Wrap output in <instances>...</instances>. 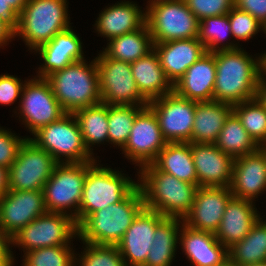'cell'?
<instances>
[{
	"mask_svg": "<svg viewBox=\"0 0 266 266\" xmlns=\"http://www.w3.org/2000/svg\"><path fill=\"white\" fill-rule=\"evenodd\" d=\"M18 108L19 119L32 135L67 113L53 94L49 81L40 77L25 81Z\"/></svg>",
	"mask_w": 266,
	"mask_h": 266,
	"instance_id": "obj_12",
	"label": "cell"
},
{
	"mask_svg": "<svg viewBox=\"0 0 266 266\" xmlns=\"http://www.w3.org/2000/svg\"><path fill=\"white\" fill-rule=\"evenodd\" d=\"M157 211L143 208L117 244L126 266H142L148 256L155 228L165 219Z\"/></svg>",
	"mask_w": 266,
	"mask_h": 266,
	"instance_id": "obj_17",
	"label": "cell"
},
{
	"mask_svg": "<svg viewBox=\"0 0 266 266\" xmlns=\"http://www.w3.org/2000/svg\"><path fill=\"white\" fill-rule=\"evenodd\" d=\"M169 1H178V0H149L147 3H151V2H169Z\"/></svg>",
	"mask_w": 266,
	"mask_h": 266,
	"instance_id": "obj_55",
	"label": "cell"
},
{
	"mask_svg": "<svg viewBox=\"0 0 266 266\" xmlns=\"http://www.w3.org/2000/svg\"><path fill=\"white\" fill-rule=\"evenodd\" d=\"M228 19L232 36L237 41H248L258 32L265 31V27L255 17L235 6L229 11Z\"/></svg>",
	"mask_w": 266,
	"mask_h": 266,
	"instance_id": "obj_40",
	"label": "cell"
},
{
	"mask_svg": "<svg viewBox=\"0 0 266 266\" xmlns=\"http://www.w3.org/2000/svg\"><path fill=\"white\" fill-rule=\"evenodd\" d=\"M19 15L5 1L0 0V19L6 21L13 29L16 28Z\"/></svg>",
	"mask_w": 266,
	"mask_h": 266,
	"instance_id": "obj_45",
	"label": "cell"
},
{
	"mask_svg": "<svg viewBox=\"0 0 266 266\" xmlns=\"http://www.w3.org/2000/svg\"><path fill=\"white\" fill-rule=\"evenodd\" d=\"M3 1L9 4L18 15L22 12L24 7L28 3V0H3Z\"/></svg>",
	"mask_w": 266,
	"mask_h": 266,
	"instance_id": "obj_50",
	"label": "cell"
},
{
	"mask_svg": "<svg viewBox=\"0 0 266 266\" xmlns=\"http://www.w3.org/2000/svg\"><path fill=\"white\" fill-rule=\"evenodd\" d=\"M101 102L108 105L147 106L131 71V63L108 58L102 51L95 57Z\"/></svg>",
	"mask_w": 266,
	"mask_h": 266,
	"instance_id": "obj_11",
	"label": "cell"
},
{
	"mask_svg": "<svg viewBox=\"0 0 266 266\" xmlns=\"http://www.w3.org/2000/svg\"><path fill=\"white\" fill-rule=\"evenodd\" d=\"M166 144L158 119L147 105L137 113L128 140L121 151L124 157L140 169L151 164Z\"/></svg>",
	"mask_w": 266,
	"mask_h": 266,
	"instance_id": "obj_15",
	"label": "cell"
},
{
	"mask_svg": "<svg viewBox=\"0 0 266 266\" xmlns=\"http://www.w3.org/2000/svg\"><path fill=\"white\" fill-rule=\"evenodd\" d=\"M259 150L263 153V155L265 156V161H266V143L259 145Z\"/></svg>",
	"mask_w": 266,
	"mask_h": 266,
	"instance_id": "obj_54",
	"label": "cell"
},
{
	"mask_svg": "<svg viewBox=\"0 0 266 266\" xmlns=\"http://www.w3.org/2000/svg\"><path fill=\"white\" fill-rule=\"evenodd\" d=\"M228 37L233 38L228 14L207 17L199 21L198 39L204 44L207 52L236 49L241 46L235 43L236 41L230 42L231 39L225 43Z\"/></svg>",
	"mask_w": 266,
	"mask_h": 266,
	"instance_id": "obj_35",
	"label": "cell"
},
{
	"mask_svg": "<svg viewBox=\"0 0 266 266\" xmlns=\"http://www.w3.org/2000/svg\"><path fill=\"white\" fill-rule=\"evenodd\" d=\"M78 237L75 220L63 213L46 212L21 229L10 239V250L17 246L26 253L59 245H71Z\"/></svg>",
	"mask_w": 266,
	"mask_h": 266,
	"instance_id": "obj_10",
	"label": "cell"
},
{
	"mask_svg": "<svg viewBox=\"0 0 266 266\" xmlns=\"http://www.w3.org/2000/svg\"><path fill=\"white\" fill-rule=\"evenodd\" d=\"M216 79L213 100L231 105L256 98L262 75L261 56L239 47L215 51Z\"/></svg>",
	"mask_w": 266,
	"mask_h": 266,
	"instance_id": "obj_1",
	"label": "cell"
},
{
	"mask_svg": "<svg viewBox=\"0 0 266 266\" xmlns=\"http://www.w3.org/2000/svg\"><path fill=\"white\" fill-rule=\"evenodd\" d=\"M230 189L233 197L251 202L266 191V161L259 149L234 158Z\"/></svg>",
	"mask_w": 266,
	"mask_h": 266,
	"instance_id": "obj_21",
	"label": "cell"
},
{
	"mask_svg": "<svg viewBox=\"0 0 266 266\" xmlns=\"http://www.w3.org/2000/svg\"><path fill=\"white\" fill-rule=\"evenodd\" d=\"M29 138L17 136L9 129L0 127V166L7 169L11 167L18 156L20 147Z\"/></svg>",
	"mask_w": 266,
	"mask_h": 266,
	"instance_id": "obj_42",
	"label": "cell"
},
{
	"mask_svg": "<svg viewBox=\"0 0 266 266\" xmlns=\"http://www.w3.org/2000/svg\"><path fill=\"white\" fill-rule=\"evenodd\" d=\"M0 249H10V239L0 229Z\"/></svg>",
	"mask_w": 266,
	"mask_h": 266,
	"instance_id": "obj_51",
	"label": "cell"
},
{
	"mask_svg": "<svg viewBox=\"0 0 266 266\" xmlns=\"http://www.w3.org/2000/svg\"><path fill=\"white\" fill-rule=\"evenodd\" d=\"M215 79V52H207L186 70L173 90L189 100L213 101Z\"/></svg>",
	"mask_w": 266,
	"mask_h": 266,
	"instance_id": "obj_24",
	"label": "cell"
},
{
	"mask_svg": "<svg viewBox=\"0 0 266 266\" xmlns=\"http://www.w3.org/2000/svg\"><path fill=\"white\" fill-rule=\"evenodd\" d=\"M256 98L266 108V77L263 74L258 82Z\"/></svg>",
	"mask_w": 266,
	"mask_h": 266,
	"instance_id": "obj_48",
	"label": "cell"
},
{
	"mask_svg": "<svg viewBox=\"0 0 266 266\" xmlns=\"http://www.w3.org/2000/svg\"><path fill=\"white\" fill-rule=\"evenodd\" d=\"M199 187H230L234 158L213 143H191Z\"/></svg>",
	"mask_w": 266,
	"mask_h": 266,
	"instance_id": "obj_18",
	"label": "cell"
},
{
	"mask_svg": "<svg viewBox=\"0 0 266 266\" xmlns=\"http://www.w3.org/2000/svg\"><path fill=\"white\" fill-rule=\"evenodd\" d=\"M214 144L233 158L253 153L259 149V145L247 133L234 112L227 118Z\"/></svg>",
	"mask_w": 266,
	"mask_h": 266,
	"instance_id": "obj_34",
	"label": "cell"
},
{
	"mask_svg": "<svg viewBox=\"0 0 266 266\" xmlns=\"http://www.w3.org/2000/svg\"><path fill=\"white\" fill-rule=\"evenodd\" d=\"M264 33L266 34V27ZM266 36V35H265ZM261 57H266V52L260 54Z\"/></svg>",
	"mask_w": 266,
	"mask_h": 266,
	"instance_id": "obj_57",
	"label": "cell"
},
{
	"mask_svg": "<svg viewBox=\"0 0 266 266\" xmlns=\"http://www.w3.org/2000/svg\"><path fill=\"white\" fill-rule=\"evenodd\" d=\"M57 164L46 150L39 148L27 138L9 168L10 190L43 191L44 184L51 177Z\"/></svg>",
	"mask_w": 266,
	"mask_h": 266,
	"instance_id": "obj_13",
	"label": "cell"
},
{
	"mask_svg": "<svg viewBox=\"0 0 266 266\" xmlns=\"http://www.w3.org/2000/svg\"><path fill=\"white\" fill-rule=\"evenodd\" d=\"M14 39V29L3 19H0V48L7 46Z\"/></svg>",
	"mask_w": 266,
	"mask_h": 266,
	"instance_id": "obj_46",
	"label": "cell"
},
{
	"mask_svg": "<svg viewBox=\"0 0 266 266\" xmlns=\"http://www.w3.org/2000/svg\"><path fill=\"white\" fill-rule=\"evenodd\" d=\"M233 105L219 101H196L192 130L193 143H215Z\"/></svg>",
	"mask_w": 266,
	"mask_h": 266,
	"instance_id": "obj_28",
	"label": "cell"
},
{
	"mask_svg": "<svg viewBox=\"0 0 266 266\" xmlns=\"http://www.w3.org/2000/svg\"><path fill=\"white\" fill-rule=\"evenodd\" d=\"M68 0H28L19 14L14 38H21L28 50L49 42L57 33L71 27Z\"/></svg>",
	"mask_w": 266,
	"mask_h": 266,
	"instance_id": "obj_5",
	"label": "cell"
},
{
	"mask_svg": "<svg viewBox=\"0 0 266 266\" xmlns=\"http://www.w3.org/2000/svg\"><path fill=\"white\" fill-rule=\"evenodd\" d=\"M138 171L137 182L145 208L164 217L184 219L191 211L198 184L179 180L158 170L152 163Z\"/></svg>",
	"mask_w": 266,
	"mask_h": 266,
	"instance_id": "obj_2",
	"label": "cell"
},
{
	"mask_svg": "<svg viewBox=\"0 0 266 266\" xmlns=\"http://www.w3.org/2000/svg\"><path fill=\"white\" fill-rule=\"evenodd\" d=\"M183 219L166 217L156 228L152 246L142 266H171L175 260Z\"/></svg>",
	"mask_w": 266,
	"mask_h": 266,
	"instance_id": "obj_30",
	"label": "cell"
},
{
	"mask_svg": "<svg viewBox=\"0 0 266 266\" xmlns=\"http://www.w3.org/2000/svg\"><path fill=\"white\" fill-rule=\"evenodd\" d=\"M153 50V40L145 23L134 32L110 39L103 53L119 61L133 63Z\"/></svg>",
	"mask_w": 266,
	"mask_h": 266,
	"instance_id": "obj_31",
	"label": "cell"
},
{
	"mask_svg": "<svg viewBox=\"0 0 266 266\" xmlns=\"http://www.w3.org/2000/svg\"><path fill=\"white\" fill-rule=\"evenodd\" d=\"M123 171L103 167L97 160L87 162V174L79 207V224L90 214L123 201L138 182Z\"/></svg>",
	"mask_w": 266,
	"mask_h": 266,
	"instance_id": "obj_6",
	"label": "cell"
},
{
	"mask_svg": "<svg viewBox=\"0 0 266 266\" xmlns=\"http://www.w3.org/2000/svg\"><path fill=\"white\" fill-rule=\"evenodd\" d=\"M233 112L258 145L266 143V108L257 98L234 104Z\"/></svg>",
	"mask_w": 266,
	"mask_h": 266,
	"instance_id": "obj_37",
	"label": "cell"
},
{
	"mask_svg": "<svg viewBox=\"0 0 266 266\" xmlns=\"http://www.w3.org/2000/svg\"><path fill=\"white\" fill-rule=\"evenodd\" d=\"M232 197L230 187H198L191 211L184 217L183 223L195 230L215 234Z\"/></svg>",
	"mask_w": 266,
	"mask_h": 266,
	"instance_id": "obj_19",
	"label": "cell"
},
{
	"mask_svg": "<svg viewBox=\"0 0 266 266\" xmlns=\"http://www.w3.org/2000/svg\"><path fill=\"white\" fill-rule=\"evenodd\" d=\"M179 245L192 266H219L228 258V248L222 245L214 233L195 230L182 223Z\"/></svg>",
	"mask_w": 266,
	"mask_h": 266,
	"instance_id": "obj_23",
	"label": "cell"
},
{
	"mask_svg": "<svg viewBox=\"0 0 266 266\" xmlns=\"http://www.w3.org/2000/svg\"><path fill=\"white\" fill-rule=\"evenodd\" d=\"M73 62L46 79L67 113L101 103L96 59Z\"/></svg>",
	"mask_w": 266,
	"mask_h": 266,
	"instance_id": "obj_4",
	"label": "cell"
},
{
	"mask_svg": "<svg viewBox=\"0 0 266 266\" xmlns=\"http://www.w3.org/2000/svg\"><path fill=\"white\" fill-rule=\"evenodd\" d=\"M153 49L172 85L184 75L192 64L207 53L204 44L198 38L153 43Z\"/></svg>",
	"mask_w": 266,
	"mask_h": 266,
	"instance_id": "obj_22",
	"label": "cell"
},
{
	"mask_svg": "<svg viewBox=\"0 0 266 266\" xmlns=\"http://www.w3.org/2000/svg\"><path fill=\"white\" fill-rule=\"evenodd\" d=\"M46 212L43 191L9 190L0 198V229L11 239Z\"/></svg>",
	"mask_w": 266,
	"mask_h": 266,
	"instance_id": "obj_16",
	"label": "cell"
},
{
	"mask_svg": "<svg viewBox=\"0 0 266 266\" xmlns=\"http://www.w3.org/2000/svg\"><path fill=\"white\" fill-rule=\"evenodd\" d=\"M144 207L143 194L137 186L123 201L88 215L78 225L77 238L86 243L117 245Z\"/></svg>",
	"mask_w": 266,
	"mask_h": 266,
	"instance_id": "obj_3",
	"label": "cell"
},
{
	"mask_svg": "<svg viewBox=\"0 0 266 266\" xmlns=\"http://www.w3.org/2000/svg\"><path fill=\"white\" fill-rule=\"evenodd\" d=\"M228 255L238 266L266 262V220L260 217L241 241L228 248Z\"/></svg>",
	"mask_w": 266,
	"mask_h": 266,
	"instance_id": "obj_33",
	"label": "cell"
},
{
	"mask_svg": "<svg viewBox=\"0 0 266 266\" xmlns=\"http://www.w3.org/2000/svg\"><path fill=\"white\" fill-rule=\"evenodd\" d=\"M219 266H238L236 263L232 262L229 258L222 264Z\"/></svg>",
	"mask_w": 266,
	"mask_h": 266,
	"instance_id": "obj_53",
	"label": "cell"
},
{
	"mask_svg": "<svg viewBox=\"0 0 266 266\" xmlns=\"http://www.w3.org/2000/svg\"><path fill=\"white\" fill-rule=\"evenodd\" d=\"M144 11L136 2L123 0L104 8L93 26L98 35L109 41L141 28L145 24Z\"/></svg>",
	"mask_w": 266,
	"mask_h": 266,
	"instance_id": "obj_25",
	"label": "cell"
},
{
	"mask_svg": "<svg viewBox=\"0 0 266 266\" xmlns=\"http://www.w3.org/2000/svg\"><path fill=\"white\" fill-rule=\"evenodd\" d=\"M262 59V74L266 77V57H261Z\"/></svg>",
	"mask_w": 266,
	"mask_h": 266,
	"instance_id": "obj_52",
	"label": "cell"
},
{
	"mask_svg": "<svg viewBox=\"0 0 266 266\" xmlns=\"http://www.w3.org/2000/svg\"><path fill=\"white\" fill-rule=\"evenodd\" d=\"M249 266H266V262L259 263V264H253V265H249Z\"/></svg>",
	"mask_w": 266,
	"mask_h": 266,
	"instance_id": "obj_56",
	"label": "cell"
},
{
	"mask_svg": "<svg viewBox=\"0 0 266 266\" xmlns=\"http://www.w3.org/2000/svg\"><path fill=\"white\" fill-rule=\"evenodd\" d=\"M255 202L232 197L226 205L221 223L215 233L218 241L230 248L241 241L259 220Z\"/></svg>",
	"mask_w": 266,
	"mask_h": 266,
	"instance_id": "obj_26",
	"label": "cell"
},
{
	"mask_svg": "<svg viewBox=\"0 0 266 266\" xmlns=\"http://www.w3.org/2000/svg\"><path fill=\"white\" fill-rule=\"evenodd\" d=\"M145 7V23L153 43L198 38L199 20L184 0L151 2Z\"/></svg>",
	"mask_w": 266,
	"mask_h": 266,
	"instance_id": "obj_9",
	"label": "cell"
},
{
	"mask_svg": "<svg viewBox=\"0 0 266 266\" xmlns=\"http://www.w3.org/2000/svg\"><path fill=\"white\" fill-rule=\"evenodd\" d=\"M199 21L207 17L226 15L234 7V0H184Z\"/></svg>",
	"mask_w": 266,
	"mask_h": 266,
	"instance_id": "obj_41",
	"label": "cell"
},
{
	"mask_svg": "<svg viewBox=\"0 0 266 266\" xmlns=\"http://www.w3.org/2000/svg\"><path fill=\"white\" fill-rule=\"evenodd\" d=\"M131 71L138 91L148 102L173 91L154 49L131 63Z\"/></svg>",
	"mask_w": 266,
	"mask_h": 266,
	"instance_id": "obj_27",
	"label": "cell"
},
{
	"mask_svg": "<svg viewBox=\"0 0 266 266\" xmlns=\"http://www.w3.org/2000/svg\"><path fill=\"white\" fill-rule=\"evenodd\" d=\"M152 164L158 170L179 180L197 184V173L190 142L167 143Z\"/></svg>",
	"mask_w": 266,
	"mask_h": 266,
	"instance_id": "obj_29",
	"label": "cell"
},
{
	"mask_svg": "<svg viewBox=\"0 0 266 266\" xmlns=\"http://www.w3.org/2000/svg\"><path fill=\"white\" fill-rule=\"evenodd\" d=\"M72 28L57 33L49 42L33 51L43 60L35 77L47 78L69 64L85 59L81 38Z\"/></svg>",
	"mask_w": 266,
	"mask_h": 266,
	"instance_id": "obj_20",
	"label": "cell"
},
{
	"mask_svg": "<svg viewBox=\"0 0 266 266\" xmlns=\"http://www.w3.org/2000/svg\"><path fill=\"white\" fill-rule=\"evenodd\" d=\"M14 254L10 249H0V266L15 265Z\"/></svg>",
	"mask_w": 266,
	"mask_h": 266,
	"instance_id": "obj_49",
	"label": "cell"
},
{
	"mask_svg": "<svg viewBox=\"0 0 266 266\" xmlns=\"http://www.w3.org/2000/svg\"><path fill=\"white\" fill-rule=\"evenodd\" d=\"M234 6L251 14L266 27V0H234Z\"/></svg>",
	"mask_w": 266,
	"mask_h": 266,
	"instance_id": "obj_44",
	"label": "cell"
},
{
	"mask_svg": "<svg viewBox=\"0 0 266 266\" xmlns=\"http://www.w3.org/2000/svg\"><path fill=\"white\" fill-rule=\"evenodd\" d=\"M83 245V252L76 254V266H126L117 245Z\"/></svg>",
	"mask_w": 266,
	"mask_h": 266,
	"instance_id": "obj_39",
	"label": "cell"
},
{
	"mask_svg": "<svg viewBox=\"0 0 266 266\" xmlns=\"http://www.w3.org/2000/svg\"><path fill=\"white\" fill-rule=\"evenodd\" d=\"M29 139L39 148L46 150L57 163L94 162L86 149L78 122L73 113L41 127ZM64 157V158H63Z\"/></svg>",
	"mask_w": 266,
	"mask_h": 266,
	"instance_id": "obj_7",
	"label": "cell"
},
{
	"mask_svg": "<svg viewBox=\"0 0 266 266\" xmlns=\"http://www.w3.org/2000/svg\"><path fill=\"white\" fill-rule=\"evenodd\" d=\"M167 143H192L196 101L179 96L174 90L149 101Z\"/></svg>",
	"mask_w": 266,
	"mask_h": 266,
	"instance_id": "obj_14",
	"label": "cell"
},
{
	"mask_svg": "<svg viewBox=\"0 0 266 266\" xmlns=\"http://www.w3.org/2000/svg\"><path fill=\"white\" fill-rule=\"evenodd\" d=\"M86 174L87 162L58 163L43 187L47 212L69 215L78 226Z\"/></svg>",
	"mask_w": 266,
	"mask_h": 266,
	"instance_id": "obj_8",
	"label": "cell"
},
{
	"mask_svg": "<svg viewBox=\"0 0 266 266\" xmlns=\"http://www.w3.org/2000/svg\"><path fill=\"white\" fill-rule=\"evenodd\" d=\"M71 245L44 247L24 253L22 266H76Z\"/></svg>",
	"mask_w": 266,
	"mask_h": 266,
	"instance_id": "obj_38",
	"label": "cell"
},
{
	"mask_svg": "<svg viewBox=\"0 0 266 266\" xmlns=\"http://www.w3.org/2000/svg\"><path fill=\"white\" fill-rule=\"evenodd\" d=\"M145 106L108 105V143L122 149L137 113Z\"/></svg>",
	"mask_w": 266,
	"mask_h": 266,
	"instance_id": "obj_36",
	"label": "cell"
},
{
	"mask_svg": "<svg viewBox=\"0 0 266 266\" xmlns=\"http://www.w3.org/2000/svg\"><path fill=\"white\" fill-rule=\"evenodd\" d=\"M25 81L6 73L0 75V104L10 106L19 100Z\"/></svg>",
	"mask_w": 266,
	"mask_h": 266,
	"instance_id": "obj_43",
	"label": "cell"
},
{
	"mask_svg": "<svg viewBox=\"0 0 266 266\" xmlns=\"http://www.w3.org/2000/svg\"><path fill=\"white\" fill-rule=\"evenodd\" d=\"M9 190V169L0 166V198L5 196Z\"/></svg>",
	"mask_w": 266,
	"mask_h": 266,
	"instance_id": "obj_47",
	"label": "cell"
},
{
	"mask_svg": "<svg viewBox=\"0 0 266 266\" xmlns=\"http://www.w3.org/2000/svg\"><path fill=\"white\" fill-rule=\"evenodd\" d=\"M73 114L78 122L84 145L94 156L93 147L98 144L100 146L104 142L108 143V104L101 102L78 109Z\"/></svg>",
	"mask_w": 266,
	"mask_h": 266,
	"instance_id": "obj_32",
	"label": "cell"
}]
</instances>
